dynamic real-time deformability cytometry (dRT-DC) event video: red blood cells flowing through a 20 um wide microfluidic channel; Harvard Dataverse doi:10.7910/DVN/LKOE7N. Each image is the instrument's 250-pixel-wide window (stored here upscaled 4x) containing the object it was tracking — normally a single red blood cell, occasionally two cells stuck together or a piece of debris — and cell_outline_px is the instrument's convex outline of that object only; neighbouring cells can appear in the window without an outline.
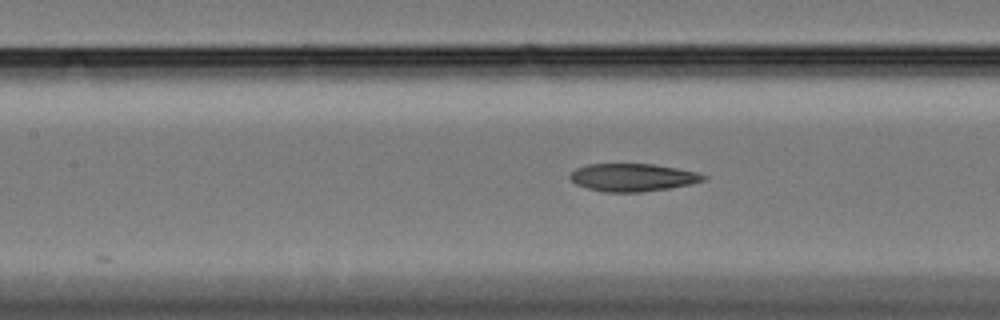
{"species": "Egyptian fruit bat (a non-hibernating species)", "species_latin": "Rousettus aegyptiacus", "temperature_condition": "cold", "stored_images_in_passage": 20, "camera_frame_rate_fps": 3000, "um_per_image_px": 0.085, "animal": {"sex": "female"}, "frame": {"image": 1, "passage_image": 14, "time_ms": 4.333, "image_size_px": [1000, 320], "cell_outline_px": [[708, 176], [704, 180], [688, 184], [668, 188], [640, 192], [604, 192], [588, 188], [576, 184], [568, 176], [576, 168], [588, 164], [652, 164], [676, 168], [696, 172]], "centroid_in_image_um": [53.75, 15.08], "position_along_channel_um": 153.7, "area_um2": 21.33}}
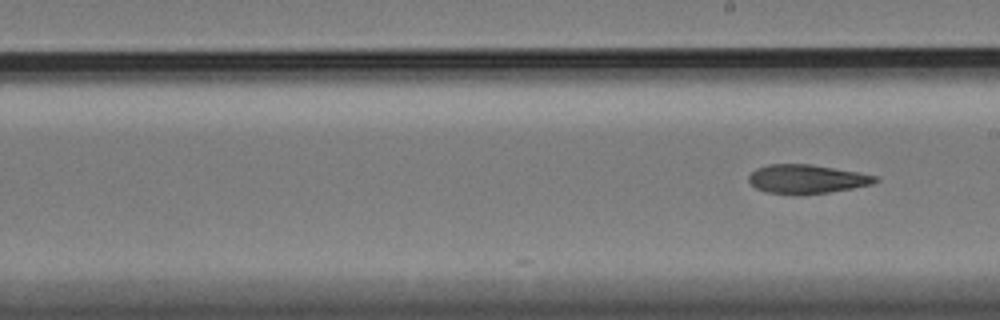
{"frame": {"image": 2, "passage_image": 20, "time_ms": 6.333, "image_size_px": [1000, 320], "cell_outline_px": [[880, 180], [872, 184], [852, 188], [828, 192], [796, 196], [792, 196], [768, 192], [756, 188], [748, 180], [748, 176], [756, 168], [768, 164], [808, 164], [860, 172], [876, 176]], "centroid_in_image_um": [68.56, 15.23], "position_along_channel_um": 220.4, "area_um2": 21.5}}